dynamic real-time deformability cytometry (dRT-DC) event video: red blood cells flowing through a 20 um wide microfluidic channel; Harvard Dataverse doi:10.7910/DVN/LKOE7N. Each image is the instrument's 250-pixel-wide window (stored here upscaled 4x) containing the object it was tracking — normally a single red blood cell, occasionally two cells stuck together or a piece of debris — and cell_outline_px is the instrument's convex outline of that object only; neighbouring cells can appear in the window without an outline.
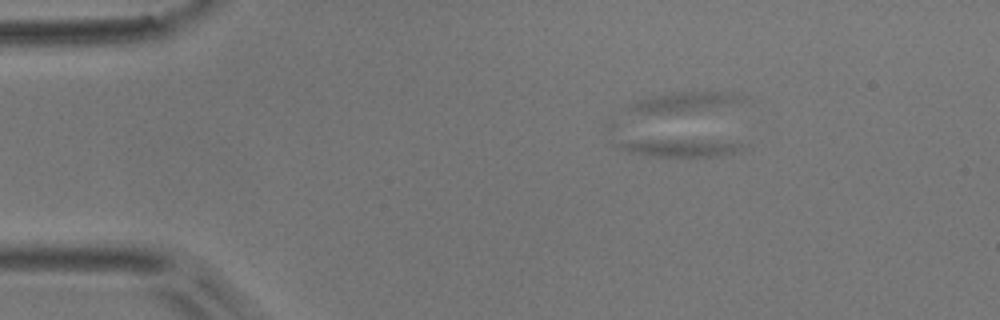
{"species": "common noctule bat (a hibernating species)", "species_latin": "Nyctalus noctula", "temperature_condition": "room temperature", "stored_images_in_passage": 4, "camera_frame_rate_fps": 3000, "um_per_image_px": 0.085, "animal": {"sex": "male", "body_mass_g": 17.9}, "frame": {"image": 1, "passage_image": 1, "time_ms": 0.0, "image_size_px": [1000, 320], "cell_outline_px": [[748, 144], [744, 148], [736, 152], [720, 156], [652, 156], [628, 152], [612, 144], [604, 124], [608, 120], [612, 120]], "centroid_in_image_um": [56.65, 12.04], "position_along_channel_um": 28.3, "area_um2": 22.2}}